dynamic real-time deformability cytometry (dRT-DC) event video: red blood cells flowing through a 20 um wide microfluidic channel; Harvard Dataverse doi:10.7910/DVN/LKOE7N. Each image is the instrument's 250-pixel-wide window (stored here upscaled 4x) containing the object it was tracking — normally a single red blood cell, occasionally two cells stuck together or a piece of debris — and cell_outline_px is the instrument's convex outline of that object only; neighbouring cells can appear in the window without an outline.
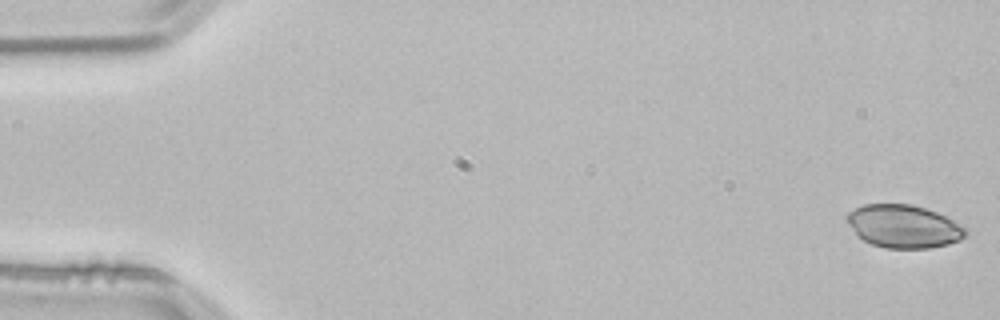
{"species": "common noctule bat (a hibernating species)", "species_latin": "Nyctalus noctula", "temperature_condition": "room temperature", "stored_images_in_passage": 14, "camera_frame_rate_fps": 3000, "um_per_image_px": 0.085, "animal": {"sex": "male", "body_mass_g": 21.5, "forearm_length_mm": 52.0}, "frame": {"image": 1, "passage_image": 1, "time_ms": 0.0, "image_size_px": [1000, 320], "cell_outline_px": [[968, 232], [960, 240], [948, 244], [928, 248], [884, 248], [872, 244], [864, 240], [844, 220], [844, 216], [848, 212], [864, 204], [912, 204], [936, 212], [968, 228]], "centroid_in_image_um": [76.81, 19.23], "position_along_channel_um": 8.2, "area_um2": 29.65}}